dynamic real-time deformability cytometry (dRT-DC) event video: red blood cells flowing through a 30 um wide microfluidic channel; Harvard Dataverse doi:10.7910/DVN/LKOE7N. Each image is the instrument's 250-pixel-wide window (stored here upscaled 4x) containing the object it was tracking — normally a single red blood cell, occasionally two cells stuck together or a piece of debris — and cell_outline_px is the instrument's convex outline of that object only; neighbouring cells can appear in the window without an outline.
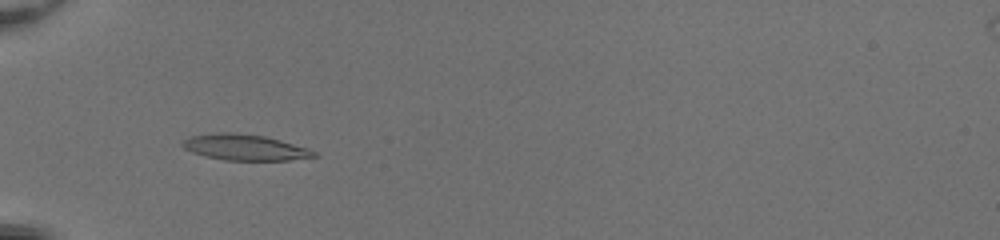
{"species": "common noctule bat (a hibernating species)", "species_latin": "Nyctalus noctula", "temperature_condition": "room temperature", "stored_images_in_passage": 41, "camera_frame_rate_fps": 3000, "um_per_image_px": 0.085, "animal": {"sex": "female", "body_mass_g": 20.0, "forearm_length_mm": 54.0}, "frame": {"image": 1, "passage_image": 9, "time_ms": 2.667, "image_size_px": [1000, 240], "cell_outline_px": [[320, 156], [288, 160], [224, 160], [204, 156], [192, 152], [184, 148], [180, 144], [188, 136], [216, 132], [236, 132], [264, 136], [280, 140], [308, 148], [316, 152]], "centroid_in_image_um": [20.79, 12.52], "position_along_channel_um": 64.2, "area_um2": 20.0}}
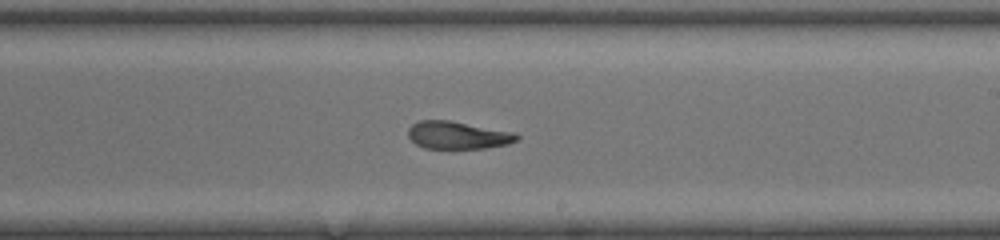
{"frame": {"image": 2, "passage_image": 23, "time_ms": 7.333, "image_size_px": [1000, 240], "cell_outline_px": [[520, 140], [508, 144], [484, 148], [424, 148], [416, 144], [408, 136], [408, 128], [412, 124], [420, 120], [448, 120], [516, 132], [520, 136]], "centroid_in_image_um": [38.94, 11.49], "position_along_channel_um": 250.1, "area_um2": 17.57}}
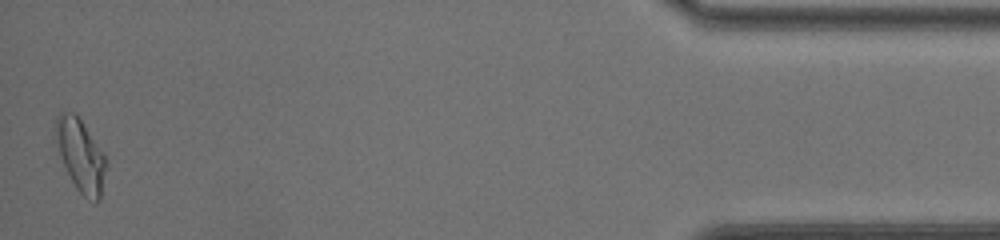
{"frame": {"image": 3, "passage_image": 41, "time_ms": 13.333, "image_size_px": [1000, 240], "cell_outline_px": [[108, 164], [100, 200], [96, 204], [84, 196], [76, 188], [64, 164], [60, 152], [56, 136], [56, 116], [60, 112], [76, 112], [104, 152]], "centroid_in_image_um": [6.92, 13.21], "position_along_channel_um": 428.3, "area_um2": 21.27}, "authors_computed_cell_mechanics": {"area_um2": 18.9006, "velocity_mm_per_s": 4.1744, "shape_relaxation_time_tau1_ms": null, "shape_relaxation_time_tau2_ms": 1.045, "deformation_change_tau1": null, "deformation_change_tau2": 0.061}}